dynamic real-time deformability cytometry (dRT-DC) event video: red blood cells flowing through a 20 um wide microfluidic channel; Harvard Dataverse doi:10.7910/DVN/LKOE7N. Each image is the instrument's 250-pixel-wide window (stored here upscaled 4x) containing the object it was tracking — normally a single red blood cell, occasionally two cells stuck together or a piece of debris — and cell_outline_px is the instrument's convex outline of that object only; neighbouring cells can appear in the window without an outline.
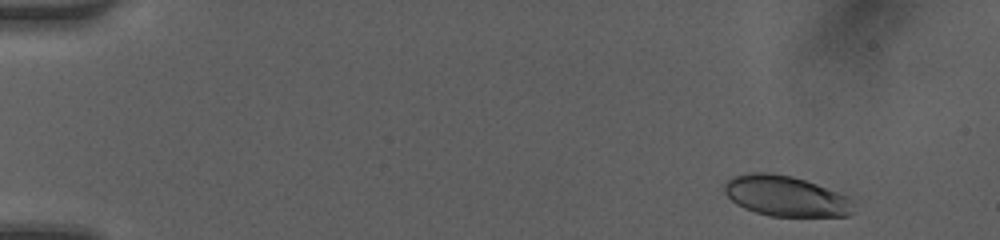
{"species": "human", "species_latin": "Homo sapiens", "temperature_condition": "room temperature", "stored_images_in_passage": 48, "camera_frame_rate_fps": 3000, "um_per_image_px": 0.085, "donor": {"sex": "female"}, "frame": {"image": 1, "passage_image": 4, "time_ms": 1.0, "image_size_px": [1000, 240], "cell_outline_px": [[852, 212], [848, 216], [772, 216], [756, 212], [744, 208], [736, 204], [724, 192], [724, 184], [732, 176], [752, 172], [768, 172], [792, 176], [816, 184], [848, 196], [852, 200]], "centroid_in_image_um": [66.77, 16.66], "position_along_channel_um": 18.2, "area_um2": 30.35}}
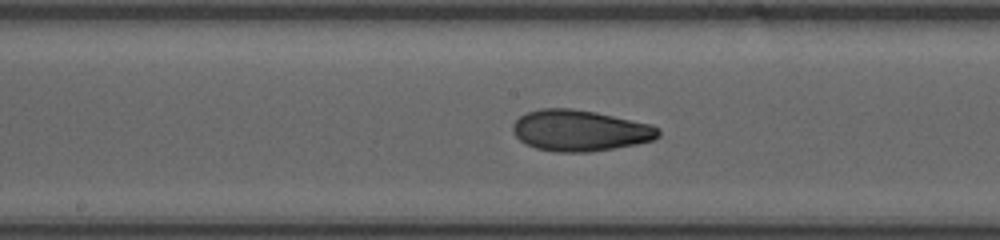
{"frame": {"image": 2, "passage_image": 26, "time_ms": 8.333, "image_size_px": [1000, 240], "cell_outline_px": [[660, 136], [656, 140], [636, 144], [588, 152], [556, 152], [536, 148], [524, 144], [512, 132], [512, 124], [520, 116], [528, 112], [540, 108], [572, 108], [596, 112], [652, 124], [660, 128]], "centroid_in_image_um": [49.31, 11.09], "position_along_channel_um": 198.9, "area_um2": 35.14}}
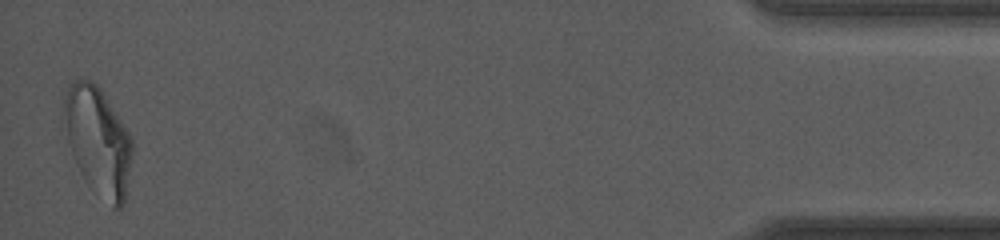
{"frame": {"image": 3, "passage_image": 48, "time_ms": 15.667, "image_size_px": [1000, 240], "cell_outline_px": [[132, 148], [124, 204], [120, 208], [112, 208], [84, 180], [76, 164], [68, 140], [64, 112], [64, 100], [68, 88], [72, 80], [92, 80], [100, 88], [128, 132], [132, 140]], "centroid_in_image_um": [8.33, 12.0], "position_along_channel_um": 426.9, "area_um2": 42.02}, "authors_computed_cell_mechanics": {"area_um2": 33.9575, "velocity_mm_per_s": 4.2069, "shape_relaxation_time_tau1_ms": 6.2667, "shape_relaxation_time_tau2_ms": 1.7502, "deformation_change_tau1": 0.1902, "deformation_change_tau2": 0.0767}}